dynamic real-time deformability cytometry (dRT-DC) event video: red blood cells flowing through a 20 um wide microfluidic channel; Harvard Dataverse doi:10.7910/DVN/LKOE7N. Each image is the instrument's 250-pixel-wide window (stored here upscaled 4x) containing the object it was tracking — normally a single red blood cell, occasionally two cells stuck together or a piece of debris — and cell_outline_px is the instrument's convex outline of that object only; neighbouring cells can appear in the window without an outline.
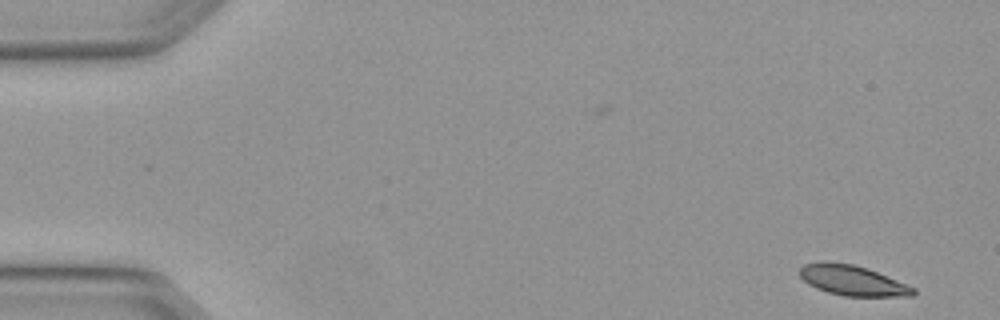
{"species": "Egyptian fruit bat (a non-hibernating species)", "species_latin": "Rousettus aegyptiacus", "temperature_condition": "warm", "stored_images_in_passage": 4, "segment_of_instrument_passage": [2, 2], "camera_frame_rate_fps": 3000, "um_per_image_px": 0.085, "animal": {"sex": "female"}, "frame": {"image": 1, "passage_image": 4, "time_ms": 1.0, "image_size_px": [1000, 320], "cell_outline_px": [[916, 292], [912, 296], [844, 296], [828, 292], [816, 288], [808, 284], [800, 276], [800, 268], [804, 264], [824, 260], [852, 264], [868, 268], [916, 288]], "centroid_in_image_um": [72.45, 23.82], "position_along_channel_um": 12.6, "area_um2": 20.06}}